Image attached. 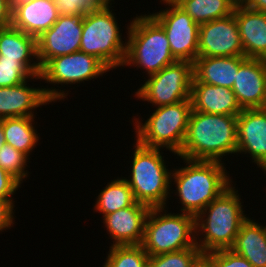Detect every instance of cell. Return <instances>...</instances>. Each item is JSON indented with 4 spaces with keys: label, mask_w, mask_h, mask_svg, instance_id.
<instances>
[{
    "label": "cell",
    "mask_w": 266,
    "mask_h": 267,
    "mask_svg": "<svg viewBox=\"0 0 266 267\" xmlns=\"http://www.w3.org/2000/svg\"><path fill=\"white\" fill-rule=\"evenodd\" d=\"M34 119L35 117H13L2 119V127L6 143L25 154L28 158L34 148H37L36 145H38L40 141V135L34 126Z\"/></svg>",
    "instance_id": "cell-24"
},
{
    "label": "cell",
    "mask_w": 266,
    "mask_h": 267,
    "mask_svg": "<svg viewBox=\"0 0 266 267\" xmlns=\"http://www.w3.org/2000/svg\"><path fill=\"white\" fill-rule=\"evenodd\" d=\"M237 3H242L244 0H234Z\"/></svg>",
    "instance_id": "cell-39"
},
{
    "label": "cell",
    "mask_w": 266,
    "mask_h": 267,
    "mask_svg": "<svg viewBox=\"0 0 266 267\" xmlns=\"http://www.w3.org/2000/svg\"><path fill=\"white\" fill-rule=\"evenodd\" d=\"M155 108L144 123L142 118H132V122L135 121V140L143 146L161 150L166 148L178 155L186 136L192 101L184 100Z\"/></svg>",
    "instance_id": "cell-6"
},
{
    "label": "cell",
    "mask_w": 266,
    "mask_h": 267,
    "mask_svg": "<svg viewBox=\"0 0 266 267\" xmlns=\"http://www.w3.org/2000/svg\"><path fill=\"white\" fill-rule=\"evenodd\" d=\"M148 267H204V255L196 245L176 252L149 256Z\"/></svg>",
    "instance_id": "cell-28"
},
{
    "label": "cell",
    "mask_w": 266,
    "mask_h": 267,
    "mask_svg": "<svg viewBox=\"0 0 266 267\" xmlns=\"http://www.w3.org/2000/svg\"><path fill=\"white\" fill-rule=\"evenodd\" d=\"M193 76L192 62L176 61L148 76L134 97L155 107L191 100Z\"/></svg>",
    "instance_id": "cell-9"
},
{
    "label": "cell",
    "mask_w": 266,
    "mask_h": 267,
    "mask_svg": "<svg viewBox=\"0 0 266 267\" xmlns=\"http://www.w3.org/2000/svg\"><path fill=\"white\" fill-rule=\"evenodd\" d=\"M32 77L17 59H0V87L16 86Z\"/></svg>",
    "instance_id": "cell-30"
},
{
    "label": "cell",
    "mask_w": 266,
    "mask_h": 267,
    "mask_svg": "<svg viewBox=\"0 0 266 267\" xmlns=\"http://www.w3.org/2000/svg\"><path fill=\"white\" fill-rule=\"evenodd\" d=\"M59 16L54 0H12V27L34 37L49 30Z\"/></svg>",
    "instance_id": "cell-18"
},
{
    "label": "cell",
    "mask_w": 266,
    "mask_h": 267,
    "mask_svg": "<svg viewBox=\"0 0 266 267\" xmlns=\"http://www.w3.org/2000/svg\"><path fill=\"white\" fill-rule=\"evenodd\" d=\"M251 219L248 217L241 224L231 249L254 267H266V225Z\"/></svg>",
    "instance_id": "cell-23"
},
{
    "label": "cell",
    "mask_w": 266,
    "mask_h": 267,
    "mask_svg": "<svg viewBox=\"0 0 266 267\" xmlns=\"http://www.w3.org/2000/svg\"><path fill=\"white\" fill-rule=\"evenodd\" d=\"M232 91L242 109L266 108V59L245 58Z\"/></svg>",
    "instance_id": "cell-16"
},
{
    "label": "cell",
    "mask_w": 266,
    "mask_h": 267,
    "mask_svg": "<svg viewBox=\"0 0 266 267\" xmlns=\"http://www.w3.org/2000/svg\"><path fill=\"white\" fill-rule=\"evenodd\" d=\"M106 4H112L111 1H114V0H103Z\"/></svg>",
    "instance_id": "cell-38"
},
{
    "label": "cell",
    "mask_w": 266,
    "mask_h": 267,
    "mask_svg": "<svg viewBox=\"0 0 266 267\" xmlns=\"http://www.w3.org/2000/svg\"><path fill=\"white\" fill-rule=\"evenodd\" d=\"M164 10L149 13L164 29L177 61L194 63L198 57L199 25L173 0H160Z\"/></svg>",
    "instance_id": "cell-10"
},
{
    "label": "cell",
    "mask_w": 266,
    "mask_h": 267,
    "mask_svg": "<svg viewBox=\"0 0 266 267\" xmlns=\"http://www.w3.org/2000/svg\"><path fill=\"white\" fill-rule=\"evenodd\" d=\"M15 205L9 199H0V232L8 230L15 224Z\"/></svg>",
    "instance_id": "cell-34"
},
{
    "label": "cell",
    "mask_w": 266,
    "mask_h": 267,
    "mask_svg": "<svg viewBox=\"0 0 266 267\" xmlns=\"http://www.w3.org/2000/svg\"><path fill=\"white\" fill-rule=\"evenodd\" d=\"M0 59H17L33 76L41 74L37 38L12 26L0 30Z\"/></svg>",
    "instance_id": "cell-21"
},
{
    "label": "cell",
    "mask_w": 266,
    "mask_h": 267,
    "mask_svg": "<svg viewBox=\"0 0 266 267\" xmlns=\"http://www.w3.org/2000/svg\"><path fill=\"white\" fill-rule=\"evenodd\" d=\"M167 207L151 208L144 230L142 247L148 256L176 252L196 246L195 216Z\"/></svg>",
    "instance_id": "cell-8"
},
{
    "label": "cell",
    "mask_w": 266,
    "mask_h": 267,
    "mask_svg": "<svg viewBox=\"0 0 266 267\" xmlns=\"http://www.w3.org/2000/svg\"><path fill=\"white\" fill-rule=\"evenodd\" d=\"M244 56L266 59V13L237 3L234 9Z\"/></svg>",
    "instance_id": "cell-19"
},
{
    "label": "cell",
    "mask_w": 266,
    "mask_h": 267,
    "mask_svg": "<svg viewBox=\"0 0 266 267\" xmlns=\"http://www.w3.org/2000/svg\"><path fill=\"white\" fill-rule=\"evenodd\" d=\"M137 201L134 198L133 191L122 176L107 182L104 189L101 190L96 198L94 210L102 213V218L119 209L130 207Z\"/></svg>",
    "instance_id": "cell-25"
},
{
    "label": "cell",
    "mask_w": 266,
    "mask_h": 267,
    "mask_svg": "<svg viewBox=\"0 0 266 267\" xmlns=\"http://www.w3.org/2000/svg\"><path fill=\"white\" fill-rule=\"evenodd\" d=\"M237 154V116L202 113L192 109L180 158L223 162Z\"/></svg>",
    "instance_id": "cell-2"
},
{
    "label": "cell",
    "mask_w": 266,
    "mask_h": 267,
    "mask_svg": "<svg viewBox=\"0 0 266 267\" xmlns=\"http://www.w3.org/2000/svg\"><path fill=\"white\" fill-rule=\"evenodd\" d=\"M150 207L136 202L130 207L105 215L104 228L115 245H139L144 238L145 222ZM109 232V233H108Z\"/></svg>",
    "instance_id": "cell-17"
},
{
    "label": "cell",
    "mask_w": 266,
    "mask_h": 267,
    "mask_svg": "<svg viewBox=\"0 0 266 267\" xmlns=\"http://www.w3.org/2000/svg\"><path fill=\"white\" fill-rule=\"evenodd\" d=\"M83 15H59L49 30L37 37V58L42 68L50 59L79 51Z\"/></svg>",
    "instance_id": "cell-13"
},
{
    "label": "cell",
    "mask_w": 266,
    "mask_h": 267,
    "mask_svg": "<svg viewBox=\"0 0 266 267\" xmlns=\"http://www.w3.org/2000/svg\"><path fill=\"white\" fill-rule=\"evenodd\" d=\"M41 80V75H35L23 83L11 86L0 87V119L13 117H35L34 110L51 102L63 100L68 96L69 91L56 89L55 87L44 88L29 87L30 80Z\"/></svg>",
    "instance_id": "cell-11"
},
{
    "label": "cell",
    "mask_w": 266,
    "mask_h": 267,
    "mask_svg": "<svg viewBox=\"0 0 266 267\" xmlns=\"http://www.w3.org/2000/svg\"><path fill=\"white\" fill-rule=\"evenodd\" d=\"M198 25L233 14L234 0H173Z\"/></svg>",
    "instance_id": "cell-26"
},
{
    "label": "cell",
    "mask_w": 266,
    "mask_h": 267,
    "mask_svg": "<svg viewBox=\"0 0 266 267\" xmlns=\"http://www.w3.org/2000/svg\"><path fill=\"white\" fill-rule=\"evenodd\" d=\"M244 56L233 14L199 25L198 57Z\"/></svg>",
    "instance_id": "cell-14"
},
{
    "label": "cell",
    "mask_w": 266,
    "mask_h": 267,
    "mask_svg": "<svg viewBox=\"0 0 266 267\" xmlns=\"http://www.w3.org/2000/svg\"><path fill=\"white\" fill-rule=\"evenodd\" d=\"M126 29L127 49L123 67L130 65L144 69L150 76L177 61L171 54L163 27L150 14L137 15Z\"/></svg>",
    "instance_id": "cell-4"
},
{
    "label": "cell",
    "mask_w": 266,
    "mask_h": 267,
    "mask_svg": "<svg viewBox=\"0 0 266 267\" xmlns=\"http://www.w3.org/2000/svg\"><path fill=\"white\" fill-rule=\"evenodd\" d=\"M191 101L192 109L202 113L238 116L243 110L232 89L201 83L194 76Z\"/></svg>",
    "instance_id": "cell-20"
},
{
    "label": "cell",
    "mask_w": 266,
    "mask_h": 267,
    "mask_svg": "<svg viewBox=\"0 0 266 267\" xmlns=\"http://www.w3.org/2000/svg\"><path fill=\"white\" fill-rule=\"evenodd\" d=\"M109 71L95 56L77 51L50 59L41 68L40 75L45 83L65 87L68 84H84L85 81L103 77Z\"/></svg>",
    "instance_id": "cell-12"
},
{
    "label": "cell",
    "mask_w": 266,
    "mask_h": 267,
    "mask_svg": "<svg viewBox=\"0 0 266 267\" xmlns=\"http://www.w3.org/2000/svg\"><path fill=\"white\" fill-rule=\"evenodd\" d=\"M112 4L83 15L80 49L99 59L109 70L123 67L127 39L122 40Z\"/></svg>",
    "instance_id": "cell-7"
},
{
    "label": "cell",
    "mask_w": 266,
    "mask_h": 267,
    "mask_svg": "<svg viewBox=\"0 0 266 267\" xmlns=\"http://www.w3.org/2000/svg\"><path fill=\"white\" fill-rule=\"evenodd\" d=\"M204 267H254L246 258L232 249L209 252L204 255Z\"/></svg>",
    "instance_id": "cell-31"
},
{
    "label": "cell",
    "mask_w": 266,
    "mask_h": 267,
    "mask_svg": "<svg viewBox=\"0 0 266 267\" xmlns=\"http://www.w3.org/2000/svg\"><path fill=\"white\" fill-rule=\"evenodd\" d=\"M245 56L197 57L193 63V75L201 83L232 89Z\"/></svg>",
    "instance_id": "cell-22"
},
{
    "label": "cell",
    "mask_w": 266,
    "mask_h": 267,
    "mask_svg": "<svg viewBox=\"0 0 266 267\" xmlns=\"http://www.w3.org/2000/svg\"><path fill=\"white\" fill-rule=\"evenodd\" d=\"M12 25V0H0V30Z\"/></svg>",
    "instance_id": "cell-35"
},
{
    "label": "cell",
    "mask_w": 266,
    "mask_h": 267,
    "mask_svg": "<svg viewBox=\"0 0 266 267\" xmlns=\"http://www.w3.org/2000/svg\"><path fill=\"white\" fill-rule=\"evenodd\" d=\"M242 4L249 9L266 13V0H244Z\"/></svg>",
    "instance_id": "cell-36"
},
{
    "label": "cell",
    "mask_w": 266,
    "mask_h": 267,
    "mask_svg": "<svg viewBox=\"0 0 266 267\" xmlns=\"http://www.w3.org/2000/svg\"><path fill=\"white\" fill-rule=\"evenodd\" d=\"M28 160V161H27ZM30 162L25 154L13 148L8 143H4L0 148V167L4 169L8 174L15 178L20 184L30 174L27 171L26 166Z\"/></svg>",
    "instance_id": "cell-29"
},
{
    "label": "cell",
    "mask_w": 266,
    "mask_h": 267,
    "mask_svg": "<svg viewBox=\"0 0 266 267\" xmlns=\"http://www.w3.org/2000/svg\"><path fill=\"white\" fill-rule=\"evenodd\" d=\"M19 187L21 184L0 167V199H9L14 204L13 197Z\"/></svg>",
    "instance_id": "cell-33"
},
{
    "label": "cell",
    "mask_w": 266,
    "mask_h": 267,
    "mask_svg": "<svg viewBox=\"0 0 266 267\" xmlns=\"http://www.w3.org/2000/svg\"><path fill=\"white\" fill-rule=\"evenodd\" d=\"M133 146L131 173L129 179L125 180L133 191L135 200L150 208L167 207L172 190V170L167 168L163 152L143 146L137 140Z\"/></svg>",
    "instance_id": "cell-5"
},
{
    "label": "cell",
    "mask_w": 266,
    "mask_h": 267,
    "mask_svg": "<svg viewBox=\"0 0 266 267\" xmlns=\"http://www.w3.org/2000/svg\"><path fill=\"white\" fill-rule=\"evenodd\" d=\"M59 15H84L100 10L106 3L103 0H54Z\"/></svg>",
    "instance_id": "cell-32"
},
{
    "label": "cell",
    "mask_w": 266,
    "mask_h": 267,
    "mask_svg": "<svg viewBox=\"0 0 266 267\" xmlns=\"http://www.w3.org/2000/svg\"><path fill=\"white\" fill-rule=\"evenodd\" d=\"M240 200L232 184L195 217L196 245L203 255L232 248L241 224L249 217Z\"/></svg>",
    "instance_id": "cell-3"
},
{
    "label": "cell",
    "mask_w": 266,
    "mask_h": 267,
    "mask_svg": "<svg viewBox=\"0 0 266 267\" xmlns=\"http://www.w3.org/2000/svg\"><path fill=\"white\" fill-rule=\"evenodd\" d=\"M4 143H6V140H5L4 130L2 127V119H0V148Z\"/></svg>",
    "instance_id": "cell-37"
},
{
    "label": "cell",
    "mask_w": 266,
    "mask_h": 267,
    "mask_svg": "<svg viewBox=\"0 0 266 267\" xmlns=\"http://www.w3.org/2000/svg\"><path fill=\"white\" fill-rule=\"evenodd\" d=\"M149 256L142 245L110 246L103 267H148Z\"/></svg>",
    "instance_id": "cell-27"
},
{
    "label": "cell",
    "mask_w": 266,
    "mask_h": 267,
    "mask_svg": "<svg viewBox=\"0 0 266 267\" xmlns=\"http://www.w3.org/2000/svg\"><path fill=\"white\" fill-rule=\"evenodd\" d=\"M182 160L186 165L173 168L171 186L176 185L174 194L181 204L179 211L196 217L211 201L228 189L233 181L224 162Z\"/></svg>",
    "instance_id": "cell-1"
},
{
    "label": "cell",
    "mask_w": 266,
    "mask_h": 267,
    "mask_svg": "<svg viewBox=\"0 0 266 267\" xmlns=\"http://www.w3.org/2000/svg\"><path fill=\"white\" fill-rule=\"evenodd\" d=\"M237 153H248L266 172V108L243 109L237 116Z\"/></svg>",
    "instance_id": "cell-15"
}]
</instances>
